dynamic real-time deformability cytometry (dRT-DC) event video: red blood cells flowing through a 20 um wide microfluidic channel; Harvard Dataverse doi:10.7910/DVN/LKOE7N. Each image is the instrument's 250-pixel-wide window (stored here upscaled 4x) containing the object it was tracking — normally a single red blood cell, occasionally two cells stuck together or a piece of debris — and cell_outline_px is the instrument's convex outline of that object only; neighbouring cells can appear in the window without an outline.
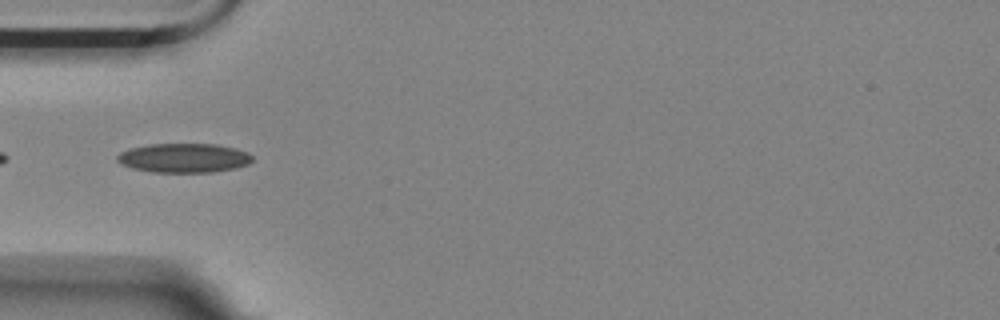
{"species": "Egyptian fruit bat (a non-hibernating species)", "species_latin": "Rousettus aegyptiacus", "temperature_condition": "room temperature", "stored_images_in_passage": 4, "camera_frame_rate_fps": 3000, "um_per_image_px": 0.085, "animal": {"sex": "female"}, "frame": {"image": 1, "passage_image": 3, "time_ms": 2.333, "image_size_px": [1000, 320], "cell_outline_px": [[252, 160], [248, 164], [236, 168], [212, 172], [152, 172], [132, 168], [120, 164], [116, 160], [116, 156], [120, 152], [132, 148], [148, 144], [216, 144], [236, 148], [248, 152], [252, 156]], "centroid_in_image_um": [15.62, 13.42], "position_along_channel_um": 69.4, "area_um2": 23.12}}
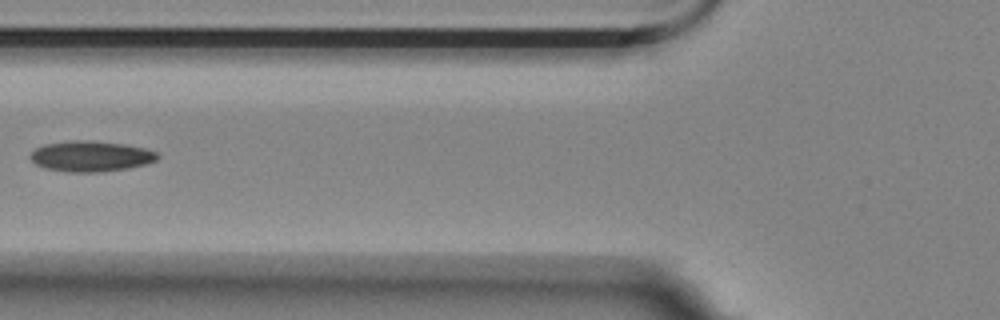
{"frame": {"image": 2, "passage_image": 4, "time_ms": 3.667, "image_size_px": [1000, 320], "cell_outline_px": [[160, 156], [156, 160], [148, 164], [128, 168], [100, 172], [68, 172], [48, 168], [36, 164], [28, 156], [36, 148], [44, 144], [68, 140], [88, 140], [124, 144], [144, 148], [156, 152]], "centroid_in_image_um": [7.73, 13.27], "position_along_channel_um": 118.1, "area_um2": 22.72}}